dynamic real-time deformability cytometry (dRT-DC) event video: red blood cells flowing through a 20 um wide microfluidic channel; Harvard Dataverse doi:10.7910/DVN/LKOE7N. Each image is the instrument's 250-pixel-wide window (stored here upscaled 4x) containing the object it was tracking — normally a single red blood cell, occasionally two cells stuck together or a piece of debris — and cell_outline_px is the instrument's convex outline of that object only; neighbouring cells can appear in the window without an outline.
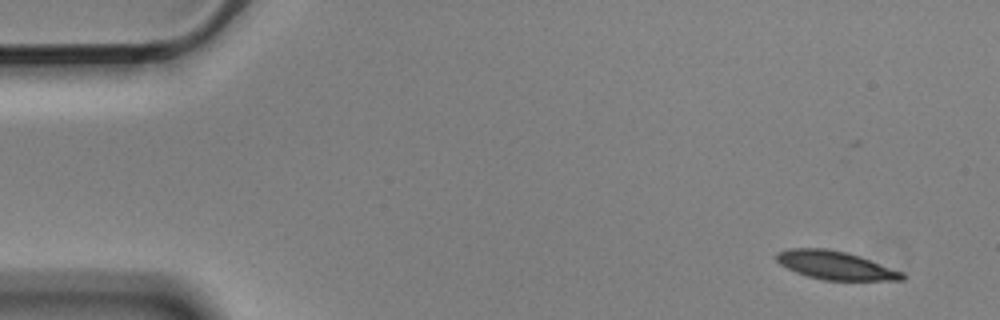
{"species": "Egyptian fruit bat (a non-hibernating species)", "species_latin": "Rousettus aegyptiacus", "temperature_condition": "cold", "stored_images_in_passage": 4, "segment_of_instrument_passage": [1, 2], "camera_frame_rate_fps": 3000, "um_per_image_px": 0.085, "animal": {"sex": "male"}, "frame": {"image": 1, "passage_image": 1, "time_ms": 0.0, "image_size_px": [1000, 320], "cell_outline_px": [[904, 280], [824, 280], [808, 276], [796, 272], [780, 264], [776, 260], [776, 252], [788, 248], [824, 248], [848, 252], [860, 256], [904, 272]], "centroid_in_image_um": [71.0, 22.54], "position_along_channel_um": 14.0, "area_um2": 20.81}}